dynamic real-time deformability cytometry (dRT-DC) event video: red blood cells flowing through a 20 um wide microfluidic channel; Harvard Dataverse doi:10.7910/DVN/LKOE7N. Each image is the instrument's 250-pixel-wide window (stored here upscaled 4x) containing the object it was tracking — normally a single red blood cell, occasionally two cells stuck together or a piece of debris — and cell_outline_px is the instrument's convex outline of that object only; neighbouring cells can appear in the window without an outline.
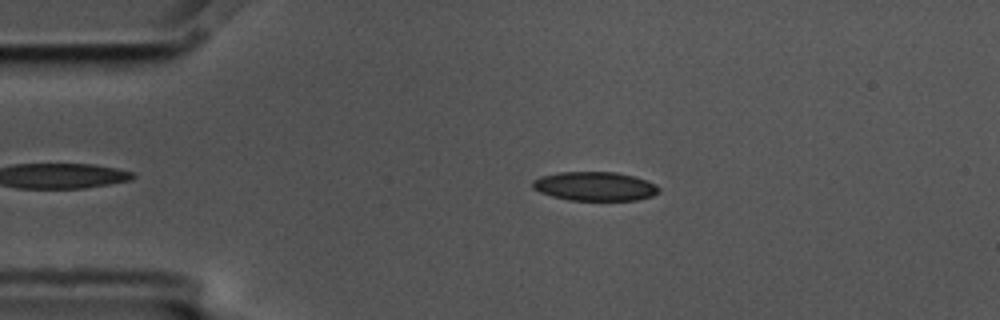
{"species": "common noctule bat (a hibernating species)", "species_latin": "Nyctalus noctula", "temperature_condition": "cold", "stored_images_in_passage": 4, "camera_frame_rate_fps": 3000, "um_per_image_px": 0.085, "animal": {"sex": "male", "body_mass_g": 17.5, "forearm_length_mm": 52.3}, "frame": {"image": 1, "passage_image": 3, "time_ms": 0.667, "image_size_px": [1000, 320], "cell_outline_px": [[660, 192], [652, 196], [636, 200], [568, 200], [552, 196], [540, 192], [532, 188], [532, 180], [540, 176], [556, 172], [616, 172], [648, 180], [656, 184], [660, 188]], "centroid_in_image_um": [50.56, 15.83], "position_along_channel_um": 34.4, "area_um2": 21.5}}